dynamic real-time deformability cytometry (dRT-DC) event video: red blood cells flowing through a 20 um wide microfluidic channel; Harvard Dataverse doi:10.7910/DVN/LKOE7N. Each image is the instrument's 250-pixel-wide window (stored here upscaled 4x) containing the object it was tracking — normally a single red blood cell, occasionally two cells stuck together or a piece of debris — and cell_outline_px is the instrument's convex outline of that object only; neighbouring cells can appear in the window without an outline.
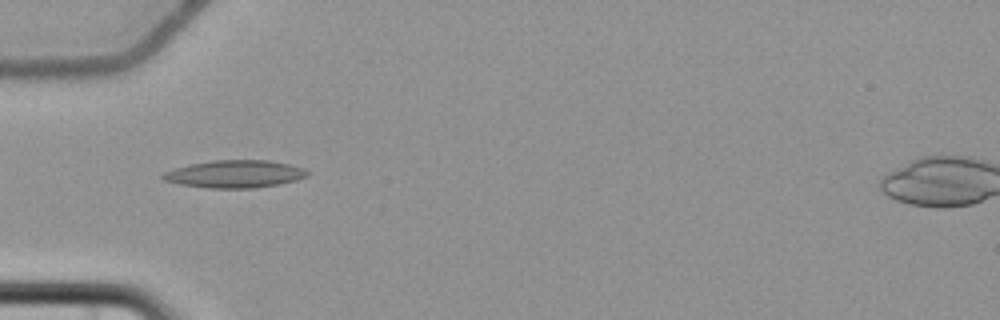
{"species": "common noctule bat (a hibernating species)", "species_latin": "Nyctalus noctula", "temperature_condition": "cold", "stored_images_in_passage": 6, "camera_frame_rate_fps": 3000, "um_per_image_px": 0.085, "animal": {"sex": "female", "body_mass_g": 22.7, "forearm_length_mm": 54.2}, "frame": {"image": 1, "passage_image": 2, "time_ms": 1.333, "image_size_px": [1000, 320], "cell_outline_px": [[308, 176], [296, 180], [280, 184], [252, 188], [208, 188], [180, 184], [164, 180], [160, 176], [164, 172], [176, 168], [192, 164], [212, 160], [268, 160], [288, 164], [304, 168], [308, 172]], "centroid_in_image_um": [19.97, 14.79], "position_along_channel_um": 65.0, "area_um2": 23.06}}
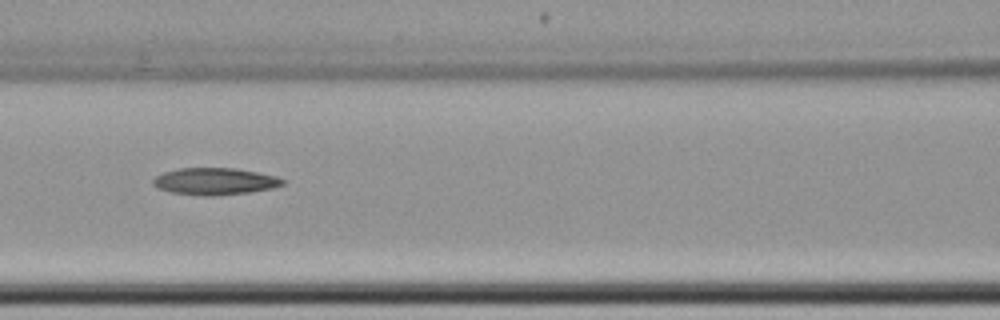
{"frame": {"image": 2, "passage_image": 4, "time_ms": 3.667, "image_size_px": [1000, 320], "cell_outline_px": [[284, 184], [272, 188], [248, 192], [216, 196], [200, 196], [168, 192], [156, 188], [152, 184], [152, 180], [156, 176], [164, 172], [180, 168], [236, 168], [276, 176], [284, 180]], "centroid_in_image_um": [18.21, 15.42], "position_along_channel_um": 148.4, "area_um2": 20.46}}
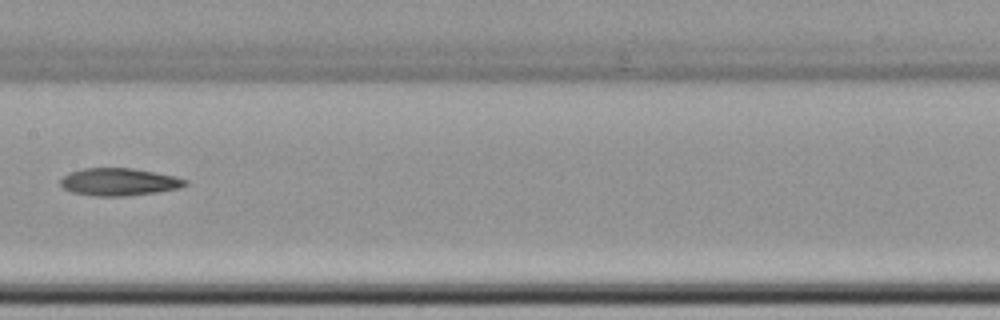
{"frame": {"image": 3, "passage_image": 5, "time_ms": 5.0, "image_size_px": [1000, 320], "cell_outline_px": [[188, 184], [180, 188], [156, 192], [124, 196], [96, 196], [72, 192], [64, 188], [60, 184], [60, 180], [68, 172], [84, 168], [132, 168], [176, 176], [188, 180]], "centroid_in_image_um": [10.13, 15.45], "position_along_channel_um": 197.3, "area_um2": 20.0}}